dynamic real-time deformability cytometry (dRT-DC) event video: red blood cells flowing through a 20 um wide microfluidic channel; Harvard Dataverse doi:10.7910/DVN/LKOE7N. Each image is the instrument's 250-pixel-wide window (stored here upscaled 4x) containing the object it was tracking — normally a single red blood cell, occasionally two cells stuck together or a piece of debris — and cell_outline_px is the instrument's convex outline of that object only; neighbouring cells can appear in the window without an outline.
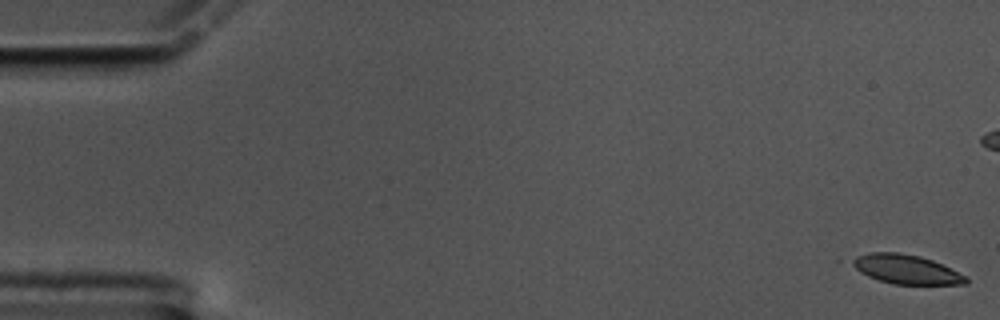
{"species": "common noctule bat (a hibernating species)", "species_latin": "Nyctalus noctula", "temperature_condition": "cold", "stored_images_in_passage": 49, "camera_frame_rate_fps": 3000, "um_per_image_px": 0.085, "animal": {"sex": "male", "body_mass_g": 17.5, "forearm_length_mm": 52.3}, "frame": {"image": 1, "passage_image": 1, "time_ms": 0.0, "image_size_px": [1000, 320], "cell_outline_px": [[968, 284], [892, 284], [868, 276], [860, 272], [848, 264], [848, 260], [856, 256], [868, 252], [900, 252], [920, 256], [932, 260], [968, 276]], "centroid_in_image_um": [76.98, 22.88], "position_along_channel_um": 8.0, "area_um2": 19.59}}
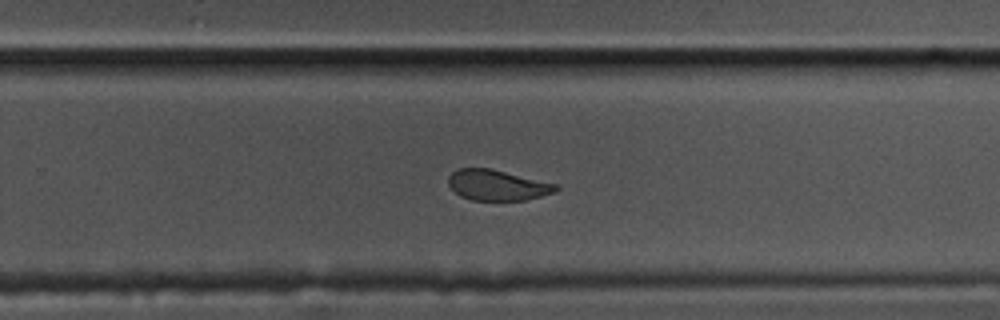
{"frame": {"image": 2, "passage_image": 39, "time_ms": 12.667, "image_size_px": [1000, 320], "cell_outline_px": [[560, 188], [556, 192], [524, 200], [472, 200], [460, 196], [448, 184], [448, 176], [456, 168], [488, 168], [560, 184]], "centroid_in_image_um": [42.3, 15.73], "position_along_channel_um": 287.5, "area_um2": 19.25}}
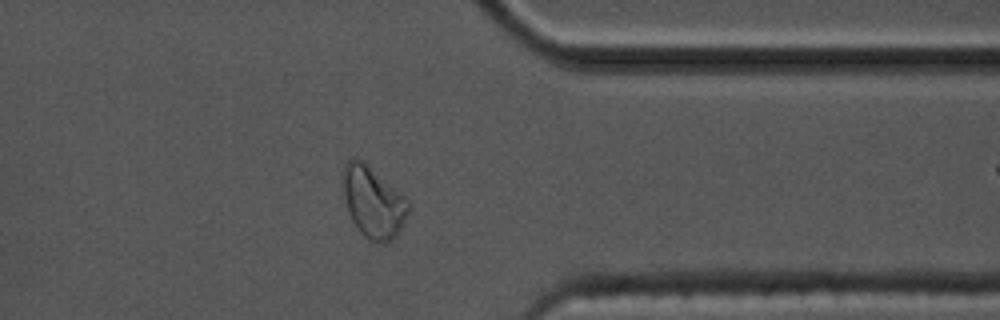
{"frame": {"image": 3, "passage_image": 48, "time_ms": 15.667, "image_size_px": [1000, 320], "cell_outline_px": [[408, 212], [396, 236], [384, 244], [372, 240], [364, 236], [360, 232], [352, 220], [348, 212], [344, 196], [344, 164], [348, 160], [356, 156], [364, 160], [404, 196], [408, 200]], "centroid_in_image_um": [31.7, 17.15], "position_along_channel_um": 379.7, "area_um2": 26.82}}